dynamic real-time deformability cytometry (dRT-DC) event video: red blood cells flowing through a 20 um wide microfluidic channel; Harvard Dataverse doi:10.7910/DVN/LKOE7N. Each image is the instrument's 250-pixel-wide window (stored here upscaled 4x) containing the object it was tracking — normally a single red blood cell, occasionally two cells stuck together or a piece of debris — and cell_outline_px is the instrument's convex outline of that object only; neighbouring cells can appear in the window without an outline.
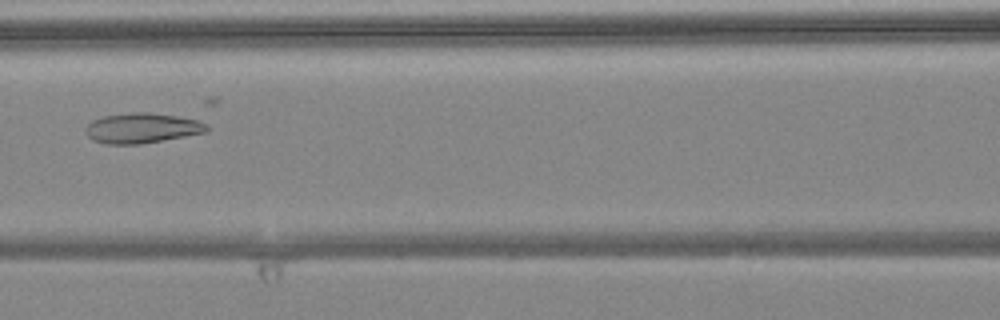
{"species": "common noctule bat (a hibernating species)", "species_latin": "Nyctalus noctula", "temperature_condition": "warm", "stored_images_in_passage": 8, "camera_frame_rate_fps": 3000, "um_per_image_px": 0.085, "animal": {"sex": "female", "body_mass_g": 24.6, "forearm_length_mm": 56.2}, "frame": {"image": 1, "passage_image": 7, "time_ms": 2.0, "image_size_px": [1000, 320], "cell_outline_px": [[208, 132], [140, 144], [104, 144], [92, 140], [84, 132], [84, 128], [92, 120], [104, 116], [132, 112], [148, 112], [176, 116], [196, 120], [208, 124]], "centroid_in_image_um": [12.04, 10.89], "position_along_channel_um": 154.6, "area_um2": 21.33}}